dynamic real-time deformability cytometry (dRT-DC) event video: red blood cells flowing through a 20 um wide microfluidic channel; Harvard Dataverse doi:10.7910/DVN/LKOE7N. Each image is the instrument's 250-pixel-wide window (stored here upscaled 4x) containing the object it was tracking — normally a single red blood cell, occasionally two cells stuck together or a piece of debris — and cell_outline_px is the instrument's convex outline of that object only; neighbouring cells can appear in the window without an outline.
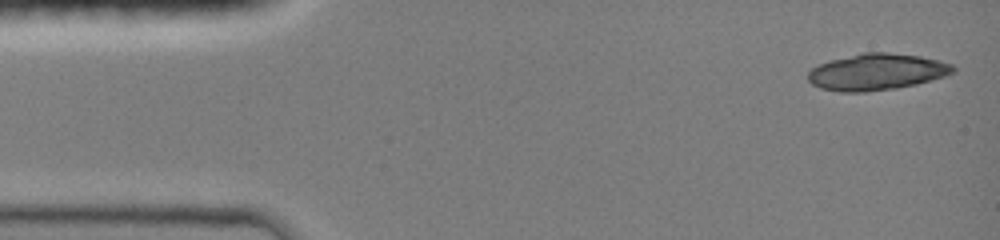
{"species": "common noctule bat (a hibernating species)", "species_latin": "Nyctalus noctula", "temperature_condition": "room temperature", "stored_images_in_passage": 8, "camera_frame_rate_fps": 3000, "um_per_image_px": 0.085, "animal": {"sex": "female", "body_mass_g": 19.0, "forearm_length_mm": 51.5}, "frame": {"image": 1, "passage_image": 1, "time_ms": 0.0, "image_size_px": [1000, 240], "cell_outline_px": [[956, 68], [952, 72], [944, 76], [916, 84], [896, 88], [864, 92], [840, 92], [820, 88], [812, 84], [808, 80], [808, 72], [812, 68], [820, 64], [832, 60], [864, 52], [888, 52], [920, 56], [952, 64]], "centroid_in_image_um": [74.5, 6.12], "position_along_channel_um": 10.5, "area_um2": 30.58}}
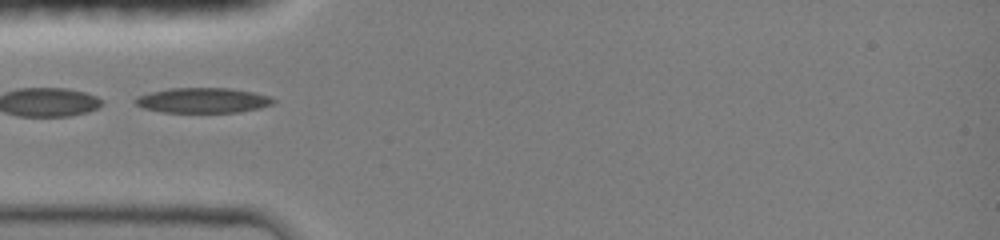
{"frame": {"image": 2, "passage_image": 7, "time_ms": 4.0, "image_size_px": [1000, 240], "cell_outline_px": [[276, 100], [272, 104], [260, 108], [240, 112], [164, 112], [144, 108], [136, 104], [132, 100], [136, 96], [148, 92], [168, 88], [228, 88], [252, 92], [272, 96]], "centroid_in_image_um": [17.23, 8.52], "position_along_channel_um": 67.8, "area_um2": 20.35}}